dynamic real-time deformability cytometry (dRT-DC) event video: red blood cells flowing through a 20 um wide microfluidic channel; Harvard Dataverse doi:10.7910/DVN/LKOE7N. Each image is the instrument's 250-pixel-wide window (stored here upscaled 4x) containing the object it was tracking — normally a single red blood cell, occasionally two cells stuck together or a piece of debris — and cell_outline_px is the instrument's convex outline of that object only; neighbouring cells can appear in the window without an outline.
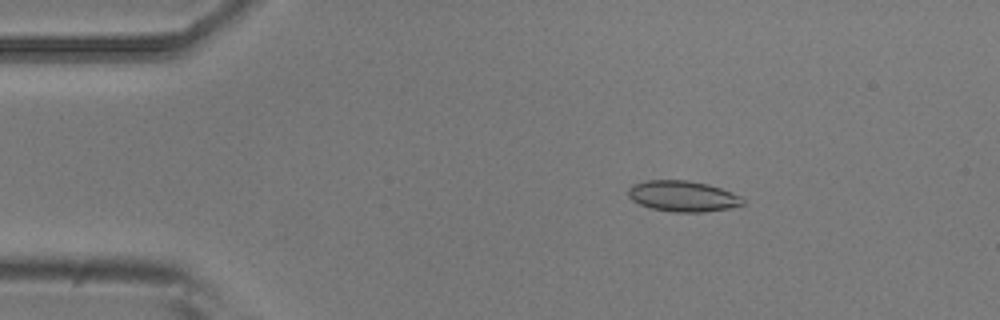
{"species": "common noctule bat (a hibernating species)", "species_latin": "Nyctalus noctula", "temperature_condition": "room temperature", "stored_images_in_passage": 4, "camera_frame_rate_fps": 3000, "um_per_image_px": 0.085, "animal": {"sex": "male", "body_mass_g": 20.5, "forearm_length_mm": 52.5}, "frame": {"image": 1, "passage_image": 2, "time_ms": 0.333, "image_size_px": [1000, 320], "cell_outline_px": [[744, 204], [728, 208], [704, 212], [676, 212], [652, 208], [640, 204], [632, 200], [628, 196], [628, 188], [632, 184], [644, 180], [688, 180], [708, 184], [720, 188], [740, 196], [744, 200]], "centroid_in_image_um": [58.01, 16.66], "position_along_channel_um": 27.0, "area_um2": 20.52}}